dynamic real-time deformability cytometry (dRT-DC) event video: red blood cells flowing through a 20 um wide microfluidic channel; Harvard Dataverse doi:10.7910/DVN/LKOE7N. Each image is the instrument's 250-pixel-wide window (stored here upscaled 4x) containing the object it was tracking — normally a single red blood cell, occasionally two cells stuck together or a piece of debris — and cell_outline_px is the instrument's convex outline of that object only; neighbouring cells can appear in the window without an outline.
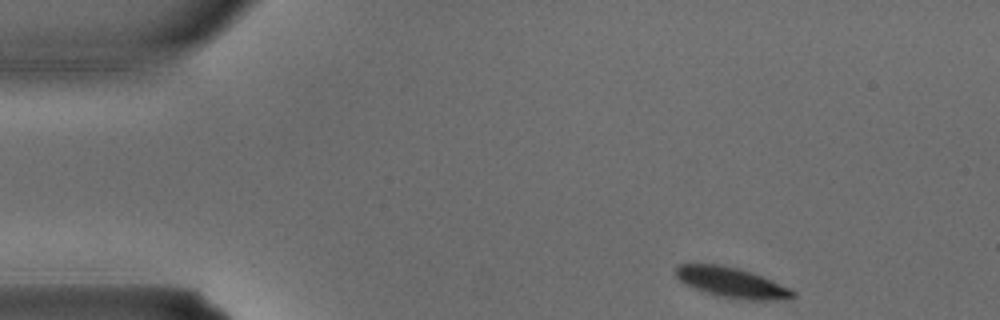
{"species": "common noctule bat (a hibernating species)", "species_latin": "Nyctalus noctula", "temperature_condition": "warm", "stored_images_in_passage": 2, "camera_frame_rate_fps": 3000, "um_per_image_px": 0.085, "animal": {"sex": "male", "body_mass_g": 15.6}, "frame": {"image": 1, "passage_image": 1, "time_ms": 0.0, "image_size_px": [1000, 320], "cell_outline_px": [[796, 296], [764, 300], [748, 300], [716, 296], [684, 284], [676, 276], [676, 268], [680, 264], [720, 264], [736, 268], [760, 276], [788, 288], [796, 292]], "centroid_in_image_um": [62.11, 24.01], "position_along_channel_um": 22.9, "area_um2": 20.0}}